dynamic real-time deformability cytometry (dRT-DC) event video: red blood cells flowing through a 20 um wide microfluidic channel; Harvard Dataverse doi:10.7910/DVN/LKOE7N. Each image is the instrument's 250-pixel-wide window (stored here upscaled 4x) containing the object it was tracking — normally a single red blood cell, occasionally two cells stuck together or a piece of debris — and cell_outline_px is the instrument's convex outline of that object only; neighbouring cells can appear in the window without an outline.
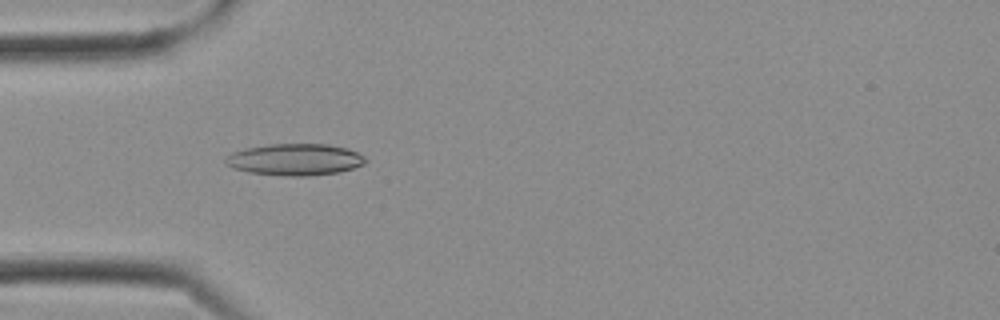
{"species": "Egyptian fruit bat (a non-hibernating species)", "species_latin": "Rousettus aegyptiacus", "temperature_condition": "cold", "stored_images_in_passage": 13, "camera_frame_rate_fps": 3000, "um_per_image_px": 0.085, "frame": {"image": 1, "passage_image": 8, "time_ms": 2.333, "image_size_px": [1000, 320], "cell_outline_px": [[368, 160], [364, 164], [340, 172], [308, 176], [288, 176], [248, 172], [232, 168], [224, 164], [224, 160], [232, 152], [244, 148], [268, 144], [328, 144], [348, 148], [364, 156]], "centroid_in_image_um": [25.06, 13.56], "position_along_channel_um": 59.9, "area_um2": 26.01}}
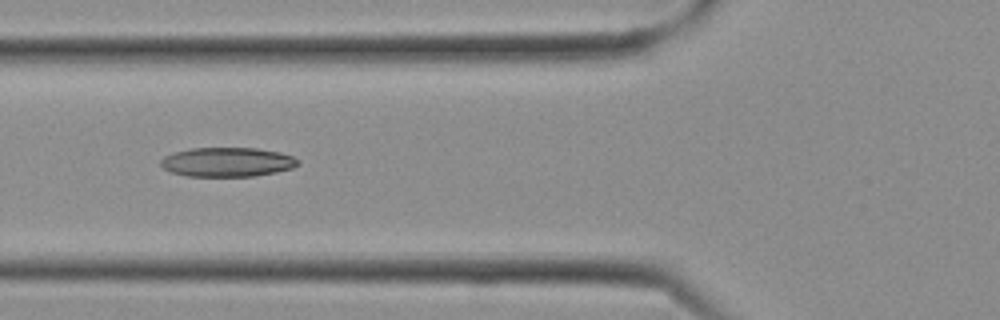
{"frame": {"image": 2, "passage_image": 10, "time_ms": 3.0, "image_size_px": [1000, 320], "cell_outline_px": [[300, 164], [292, 168], [276, 172], [256, 176], [188, 176], [172, 172], [164, 168], [160, 164], [160, 160], [164, 156], [176, 152], [192, 148], [256, 148], [280, 152], [292, 156], [300, 160]], "centroid_in_image_um": [19.35, 13.77], "position_along_channel_um": 106.4, "area_um2": 23.41}}
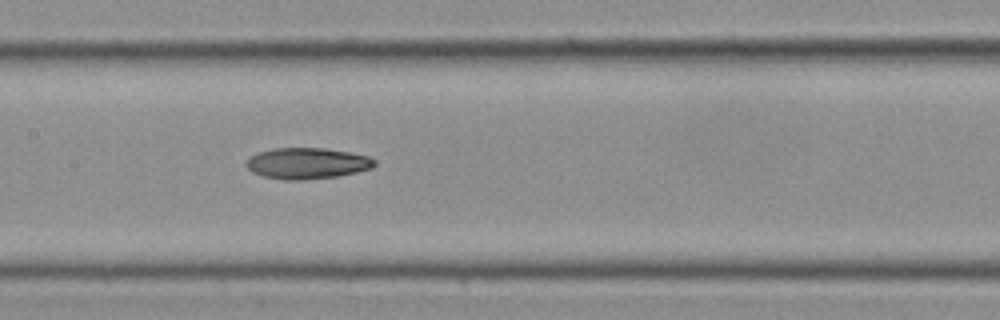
{"frame": {"image": 3, "passage_image": 13, "time_ms": 4.0, "image_size_px": [1000, 320], "cell_outline_px": [[376, 164], [372, 168], [356, 172], [336, 176], [304, 180], [284, 180], [264, 176], [252, 172], [244, 164], [252, 156], [260, 152], [276, 148], [324, 148], [348, 152], [368, 156], [376, 160]], "centroid_in_image_um": [26.12, 13.89], "position_along_channel_um": 181.3, "area_um2": 23.06}}